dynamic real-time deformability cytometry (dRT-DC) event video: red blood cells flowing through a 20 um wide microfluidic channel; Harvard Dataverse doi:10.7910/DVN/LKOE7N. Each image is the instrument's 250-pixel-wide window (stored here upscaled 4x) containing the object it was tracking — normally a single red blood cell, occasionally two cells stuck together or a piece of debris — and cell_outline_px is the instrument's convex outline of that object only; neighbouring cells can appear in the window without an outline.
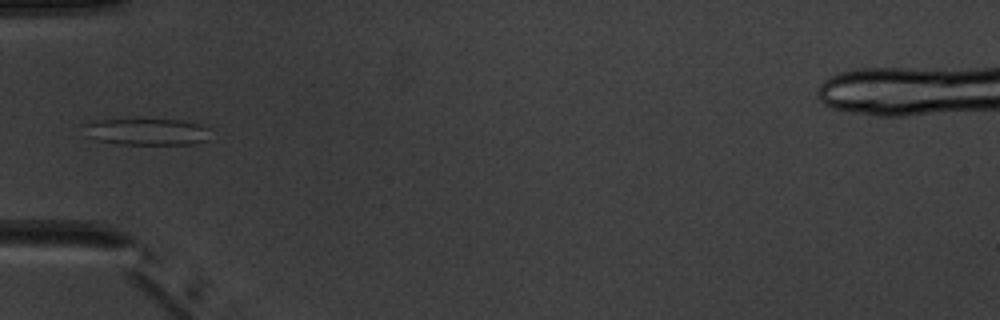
{"species": "common noctule bat (a hibernating species)", "species_latin": "Nyctalus noctula", "temperature_condition": "warm", "stored_images_in_passage": 6, "camera_frame_rate_fps": 3000, "um_per_image_px": 0.085, "animal": {"sex": "male", "body_mass_g": 20.1, "forearm_length_mm": 53.5}, "frame": {"image": 1, "passage_image": 6, "time_ms": 6.0, "image_size_px": [1000, 320], "cell_outline_px": [[208, 140], [196, 144], [116, 144], [100, 140], [88, 136], [80, 124], [100, 120], [180, 120], [200, 124], [208, 128]], "centroid_in_image_um": [12.48, 11.21], "position_along_channel_um": 72.5, "area_um2": 19.54}}